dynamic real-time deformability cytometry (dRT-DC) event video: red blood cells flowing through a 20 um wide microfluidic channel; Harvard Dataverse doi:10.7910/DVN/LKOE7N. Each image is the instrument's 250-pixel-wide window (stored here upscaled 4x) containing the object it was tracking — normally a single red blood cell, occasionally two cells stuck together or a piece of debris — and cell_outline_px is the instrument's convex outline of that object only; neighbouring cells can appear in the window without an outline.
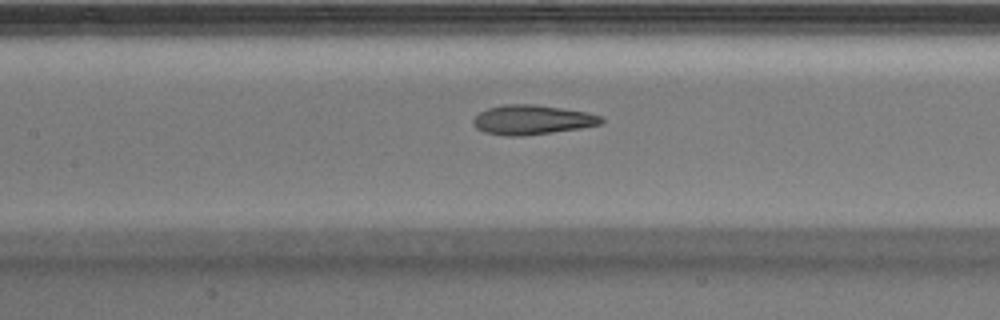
{"species": "Egyptian fruit bat (a non-hibernating species)", "species_latin": "Rousettus aegyptiacus", "temperature_condition": "warm", "stored_images_in_passage": 33, "camera_frame_rate_fps": 3000, "um_per_image_px": 0.085, "animal": {"sex": "male"}, "frame": {"image": 1, "passage_image": 10, "time_ms": 3.0, "image_size_px": [1000, 320], "cell_outline_px": [[604, 120], [600, 124], [580, 128], [524, 136], [504, 136], [484, 132], [476, 128], [472, 124], [472, 120], [480, 112], [488, 108], [504, 104], [532, 104], [588, 112], [604, 116]], "centroid_in_image_um": [45.22, 10.18], "position_along_channel_um": 162.2, "area_um2": 22.08}}
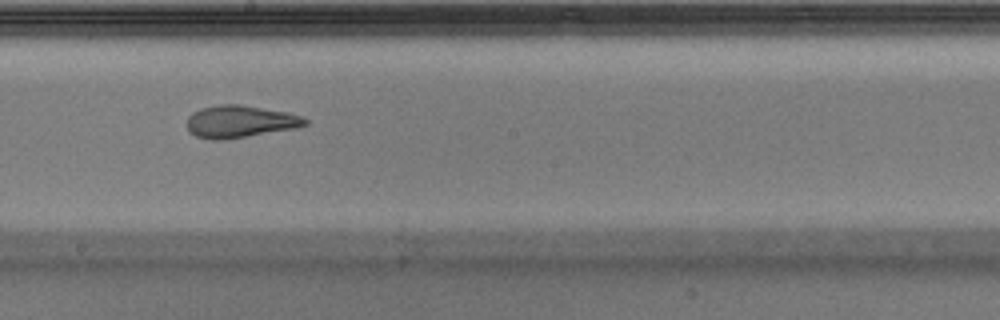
{"frame": {"image": 2, "passage_image": 15, "time_ms": 4.667, "image_size_px": [1000, 320], "cell_outline_px": [[308, 124], [296, 128], [224, 140], [212, 140], [196, 136], [188, 132], [188, 116], [192, 112], [200, 108], [220, 104], [240, 104], [288, 112], [300, 116], [308, 120]], "centroid_in_image_um": [20.38, 10.33], "position_along_channel_um": 227.8, "area_um2": 22.31}}